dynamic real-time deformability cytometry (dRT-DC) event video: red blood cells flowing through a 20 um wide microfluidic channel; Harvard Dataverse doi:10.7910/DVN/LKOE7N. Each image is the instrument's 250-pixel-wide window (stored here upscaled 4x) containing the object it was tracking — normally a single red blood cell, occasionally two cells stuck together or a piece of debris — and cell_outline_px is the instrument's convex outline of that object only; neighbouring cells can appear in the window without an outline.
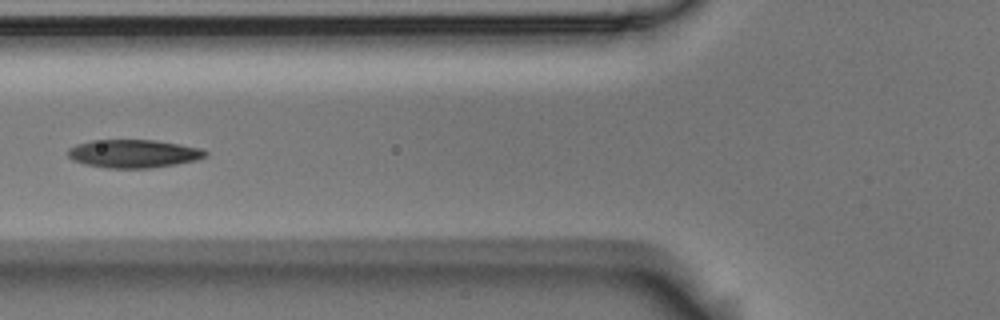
{"species": "Egyptian fruit bat (a non-hibernating species)", "species_latin": "Rousettus aegyptiacus", "temperature_condition": "room temperature", "stored_images_in_passage": 7, "camera_frame_rate_fps": 3000, "um_per_image_px": 0.085, "animal": {"sex": "male"}, "frame": {"image": 1, "passage_image": 4, "time_ms": 1.0, "image_size_px": [1000, 320], "cell_outline_px": [[208, 156], [196, 160], [176, 164], [148, 168], [108, 168], [84, 164], [72, 160], [68, 156], [68, 148], [76, 144], [92, 140], [156, 140], [180, 144], [200, 148], [208, 152]], "centroid_in_image_um": [11.34, 13.06], "position_along_channel_um": 114.5, "area_um2": 22.66}}
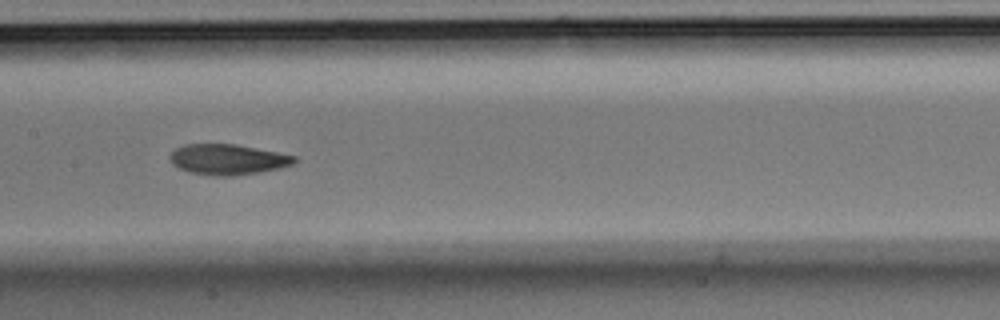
{"frame": {"image": 2, "passage_image": 6, "time_ms": 1.667, "image_size_px": [1000, 320], "cell_outline_px": [[296, 160], [292, 164], [280, 168], [260, 172], [236, 176], [216, 176], [188, 172], [172, 164], [168, 156], [176, 148], [184, 144], [236, 144], [296, 156]], "centroid_in_image_um": [19.33, 13.56], "position_along_channel_um": 188.1, "area_um2": 22.14}}
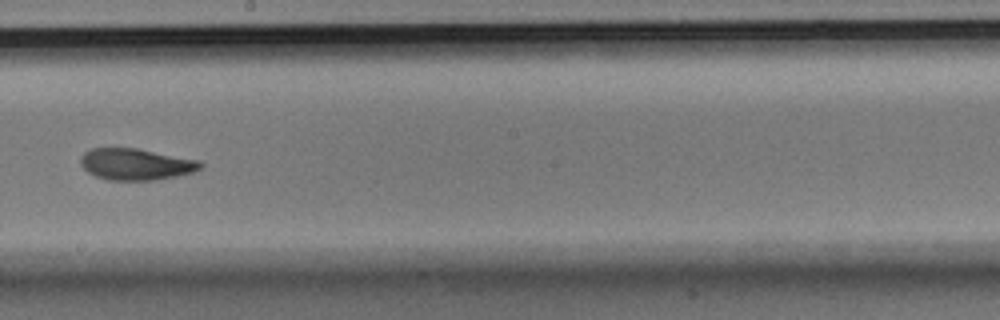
{"frame": {"image": 3, "passage_image": 7, "time_ms": 2.0, "image_size_px": [1000, 320], "cell_outline_px": [[204, 164], [200, 168], [192, 172], [176, 176], [156, 180], [108, 180], [96, 176], [88, 172], [80, 164], [80, 156], [84, 152], [92, 148], [136, 148], [200, 160]], "centroid_in_image_um": [11.54, 13.96], "position_along_channel_um": 236.7, "area_um2": 22.02}}